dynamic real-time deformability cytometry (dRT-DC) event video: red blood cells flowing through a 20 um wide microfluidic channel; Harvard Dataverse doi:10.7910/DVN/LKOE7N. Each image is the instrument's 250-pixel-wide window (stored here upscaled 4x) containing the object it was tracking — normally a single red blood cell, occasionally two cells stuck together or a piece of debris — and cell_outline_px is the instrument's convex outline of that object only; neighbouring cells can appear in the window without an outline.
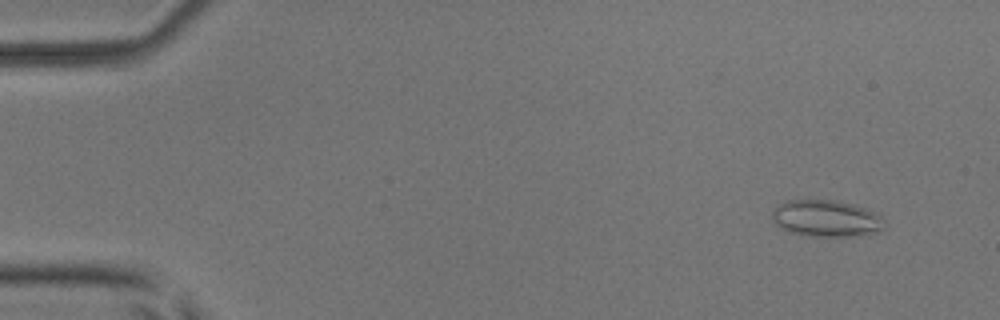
{"species": "common noctule bat (a hibernating species)", "species_latin": "Nyctalus noctula", "temperature_condition": "room temperature", "stored_images_in_passage": 6, "camera_frame_rate_fps": 3000, "um_per_image_px": 0.085, "animal": {"sex": "male", "body_mass_g": 17.9, "forearm_length_mm": 54.2}, "frame": {"image": 1, "passage_image": 2, "time_ms": 0.333, "image_size_px": [1000, 320], "cell_outline_px": [[888, 224], [880, 232], [868, 236], [808, 236], [788, 232], [776, 224], [772, 220], [772, 208], [784, 200], [840, 200], [856, 204], [876, 212]], "centroid_in_image_um": [70.28, 18.57], "position_along_channel_um": 14.7, "area_um2": 24.85}}